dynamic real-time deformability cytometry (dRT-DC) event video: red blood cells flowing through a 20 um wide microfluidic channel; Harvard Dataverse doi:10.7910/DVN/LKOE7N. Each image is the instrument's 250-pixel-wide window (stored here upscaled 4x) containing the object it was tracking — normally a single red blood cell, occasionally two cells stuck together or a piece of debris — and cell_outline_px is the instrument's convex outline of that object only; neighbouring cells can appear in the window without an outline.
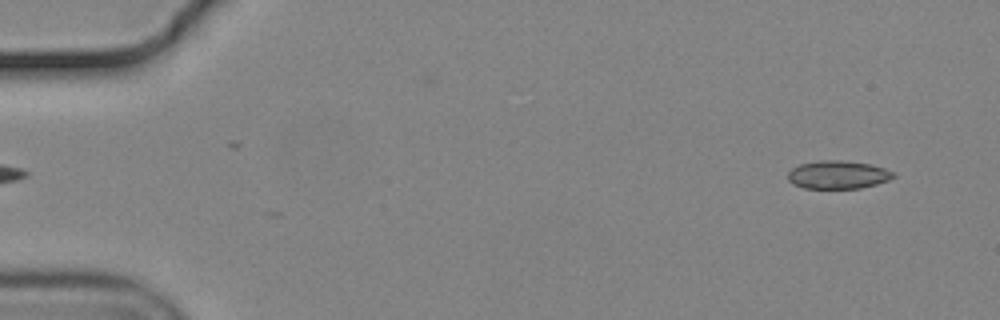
{"species": "common noctule bat (a hibernating species)", "species_latin": "Nyctalus noctula", "temperature_condition": "cold", "stored_images_in_passage": 12, "camera_frame_rate_fps": 3000, "um_per_image_px": 0.085, "animal": {"sex": "male", "body_mass_g": 19.2, "forearm_length_mm": 51.8}, "frame": {"image": 1, "passage_image": 1, "time_ms": 0.0, "image_size_px": [1000, 320], "cell_outline_px": [[896, 176], [888, 180], [876, 184], [860, 188], [804, 188], [792, 184], [788, 180], [788, 172], [792, 168], [800, 164], [820, 160], [840, 160], [872, 164], [884, 168], [892, 172]], "centroid_in_image_um": [71.2, 14.85], "position_along_channel_um": 13.8, "area_um2": 17.28}}